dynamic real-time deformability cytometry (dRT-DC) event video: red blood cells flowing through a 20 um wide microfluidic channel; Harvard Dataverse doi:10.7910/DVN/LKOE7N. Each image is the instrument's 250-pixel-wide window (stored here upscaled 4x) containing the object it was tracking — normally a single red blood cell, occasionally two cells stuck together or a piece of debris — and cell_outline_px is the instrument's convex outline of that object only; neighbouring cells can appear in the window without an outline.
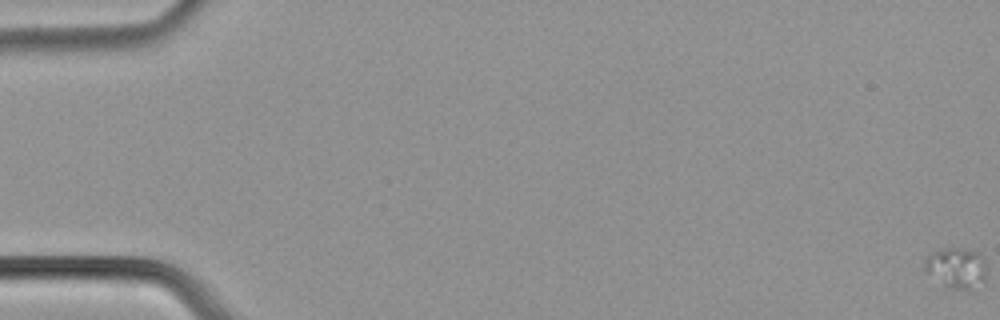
{"species": "common noctule bat (a hibernating species)", "species_latin": "Nyctalus noctula", "temperature_condition": "cold", "stored_images_in_passage": 61, "camera_frame_rate_fps": 3000, "um_per_image_px": 0.085, "animal": {"sex": "male", "body_mass_g": 21.5, "forearm_length_mm": 52.0}, "frame": {"image": 1, "passage_image": 1, "time_ms": 0.0, "image_size_px": [1000, 320], "cell_outline_px": [[984, 280], [968, 288], [944, 288], [924, 272], [924, 260], [928, 256], [940, 248], [964, 248], [980, 252], [984, 256]], "centroid_in_image_um": [81.22, 22.74], "position_along_channel_um": 3.8, "area_um2": 14.68}}